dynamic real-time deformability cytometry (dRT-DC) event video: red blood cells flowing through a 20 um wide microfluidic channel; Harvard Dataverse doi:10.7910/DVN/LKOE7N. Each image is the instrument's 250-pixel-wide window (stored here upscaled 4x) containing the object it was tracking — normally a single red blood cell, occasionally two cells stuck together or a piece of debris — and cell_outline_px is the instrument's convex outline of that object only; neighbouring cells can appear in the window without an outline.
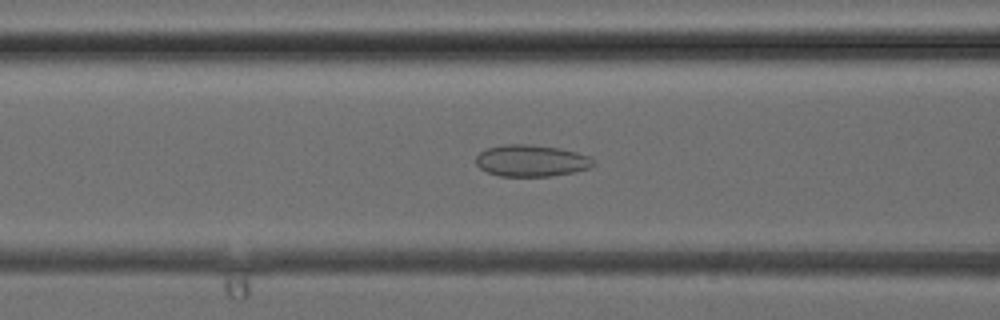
{"species": "common noctule bat (a hibernating species)", "species_latin": "Nyctalus noctula", "temperature_condition": "cold", "stored_images_in_passage": 38, "camera_frame_rate_fps": 3000, "um_per_image_px": 0.085, "animal": {"sex": "female", "body_mass_g": 24.6, "forearm_length_mm": 56.2}, "frame": {"image": 1, "passage_image": 15, "time_ms": 4.667, "image_size_px": [1000, 320], "cell_outline_px": [[596, 164], [592, 168], [576, 172], [552, 176], [500, 176], [488, 172], [480, 168], [476, 164], [476, 156], [480, 152], [488, 148], [504, 144], [532, 144], [560, 148], [576, 152], [588, 156]], "centroid_in_image_um": [45.19, 13.66], "position_along_channel_um": 121.4, "area_um2": 21.85}}
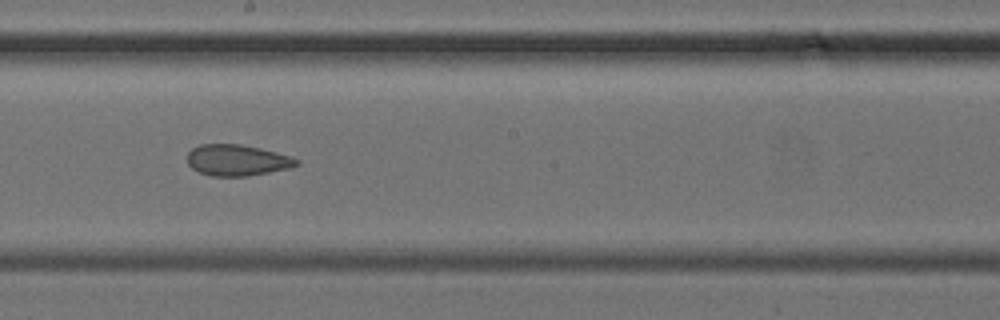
{"frame": {"image": 2, "passage_image": 21, "time_ms": 6.667, "image_size_px": [1000, 320], "cell_outline_px": [[300, 164], [292, 168], [248, 176], [212, 176], [200, 172], [192, 168], [188, 164], [188, 152], [192, 148], [200, 144], [240, 144], [260, 148], [292, 156], [300, 160]], "centroid_in_image_um": [20.2, 13.62], "position_along_channel_um": 228.0, "area_um2": 20.0}}
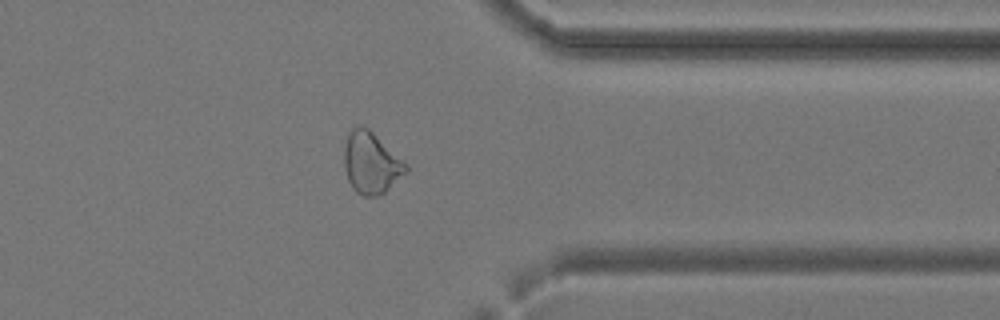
{"frame": {"image": 3, "passage_image": 30, "time_ms": 9.667, "image_size_px": [1000, 320], "cell_outline_px": [[408, 172], [384, 192], [376, 196], [364, 196], [356, 192], [352, 188], [348, 180], [344, 168], [344, 148], [348, 132], [352, 128], [368, 128], [408, 164]], "centroid_in_image_um": [31.55, 13.87], "position_along_channel_um": 379.9, "area_um2": 22.02}}